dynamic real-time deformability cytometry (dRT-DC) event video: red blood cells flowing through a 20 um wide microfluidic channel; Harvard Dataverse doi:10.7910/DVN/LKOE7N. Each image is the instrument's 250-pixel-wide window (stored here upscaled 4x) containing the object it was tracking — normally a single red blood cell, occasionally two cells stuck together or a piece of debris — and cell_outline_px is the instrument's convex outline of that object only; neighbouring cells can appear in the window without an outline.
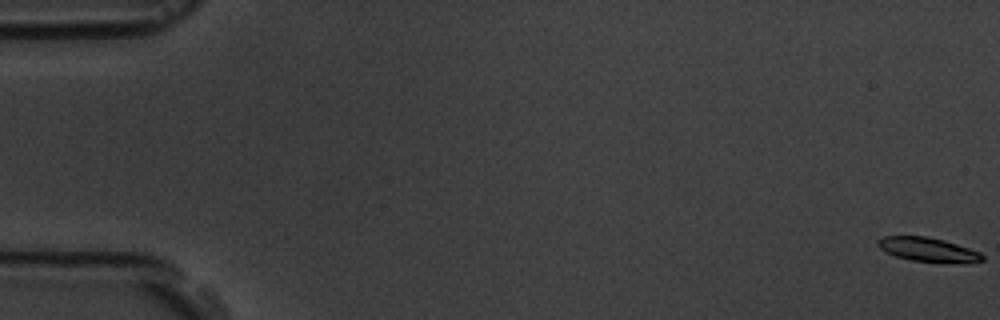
{"species": "common noctule bat (a hibernating species)", "species_latin": "Nyctalus noctula", "temperature_condition": "room temperature", "stored_images_in_passage": 6, "camera_frame_rate_fps": 3000, "um_per_image_px": 0.085, "animal": {"sex": "male", "body_mass_g": 19.5, "forearm_length_mm": 54.6}, "frame": {"image": 1, "passage_image": 1, "time_ms": 0.0, "image_size_px": [1000, 320], "cell_outline_px": [[984, 260], [912, 260], [896, 256], [880, 248], [876, 244], [876, 240], [884, 236], [928, 236], [944, 240], [980, 252], [984, 256]], "centroid_in_image_um": [78.75, 21.14], "position_along_channel_um": 6.2, "area_um2": 13.7}}
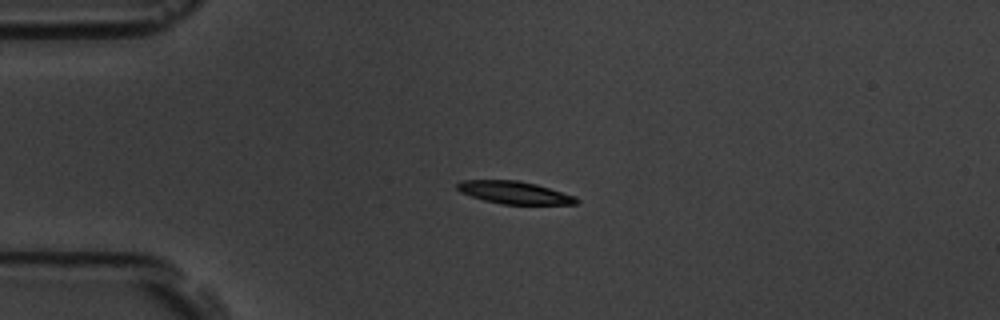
{"frame": {"image": 2, "passage_image": 5, "time_ms": 4.667, "image_size_px": [1000, 320], "cell_outline_px": [[580, 200], [576, 204], [504, 204], [484, 200], [460, 192], [456, 188], [456, 184], [460, 180], [520, 180], [536, 184], [576, 196]], "centroid_in_image_um": [43.72, 16.36], "position_along_channel_um": 41.3, "area_um2": 15.66}}